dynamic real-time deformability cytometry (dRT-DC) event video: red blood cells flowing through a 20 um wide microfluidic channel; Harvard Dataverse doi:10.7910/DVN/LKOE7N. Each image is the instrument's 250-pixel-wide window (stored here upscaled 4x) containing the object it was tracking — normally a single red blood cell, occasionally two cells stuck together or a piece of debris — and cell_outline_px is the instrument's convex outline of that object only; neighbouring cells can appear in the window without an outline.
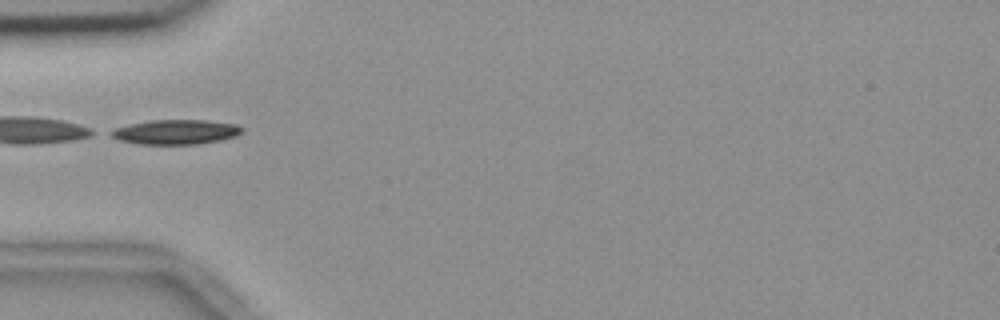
{"species": "common noctule bat (a hibernating species)", "species_latin": "Nyctalus noctula", "temperature_condition": "room temperature", "stored_images_in_passage": 4, "camera_frame_rate_fps": 3000, "um_per_image_px": 0.085, "animal": {"sex": "female", "body_mass_g": 18.4}, "frame": {"image": 1, "passage_image": 2, "time_ms": 0.333, "image_size_px": [1000, 320], "cell_outline_px": [[244, 132], [236, 136], [220, 140], [200, 144], [140, 144], [120, 140], [112, 136], [108, 132], [116, 128], [132, 124], [152, 120], [208, 120], [236, 124], [244, 128]], "centroid_in_image_um": [15.01, 11.22], "position_along_channel_um": 70.0, "area_um2": 18.79}}
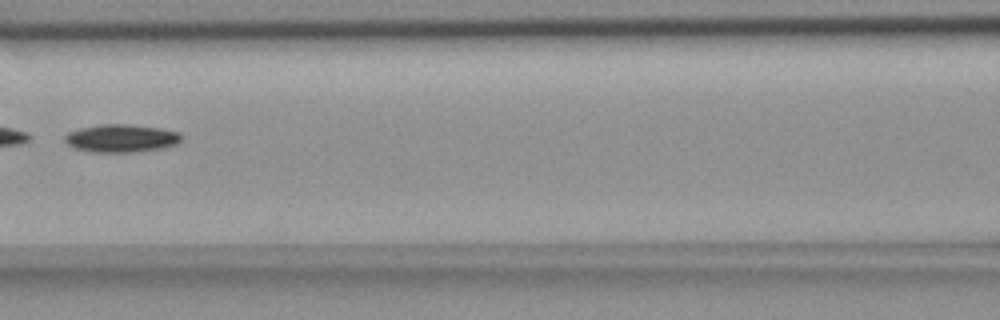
{"frame": {"image": 2, "passage_image": 4, "time_ms": 1.0, "image_size_px": [1000, 320], "cell_outline_px": [[180, 140], [176, 144], [160, 148], [140, 152], [92, 152], [76, 148], [68, 144], [64, 140], [64, 136], [68, 132], [80, 128], [100, 124], [128, 124], [160, 128], [180, 132]], "centroid_in_image_um": [10.29, 11.75], "position_along_channel_um": 156.3, "area_um2": 18.9}}